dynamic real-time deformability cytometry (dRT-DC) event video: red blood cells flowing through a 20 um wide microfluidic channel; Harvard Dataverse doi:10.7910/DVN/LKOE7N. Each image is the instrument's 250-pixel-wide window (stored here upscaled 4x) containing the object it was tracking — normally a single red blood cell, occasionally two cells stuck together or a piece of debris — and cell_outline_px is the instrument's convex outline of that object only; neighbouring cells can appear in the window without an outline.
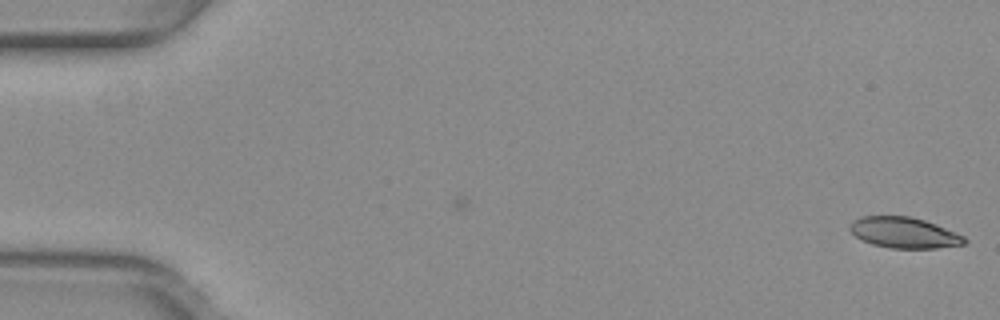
{"species": "common noctule bat (a hibernating species)", "species_latin": "Nyctalus noctula", "temperature_condition": "warm", "stored_images_in_passage": 46, "camera_frame_rate_fps": 3000, "um_per_image_px": 0.085, "animal": {"sex": "female", "body_mass_g": 29.2, "forearm_length_mm": 56.3}, "frame": {"image": 1, "passage_image": 1, "time_ms": 0.0, "image_size_px": [1000, 320], "cell_outline_px": [[968, 240], [964, 244], [936, 248], [892, 248], [872, 244], [856, 236], [848, 228], [848, 224], [852, 220], [860, 216], [912, 216], [936, 224], [956, 232], [964, 236]], "centroid_in_image_um": [76.84, 19.76], "position_along_channel_um": 8.2, "area_um2": 20.63}}
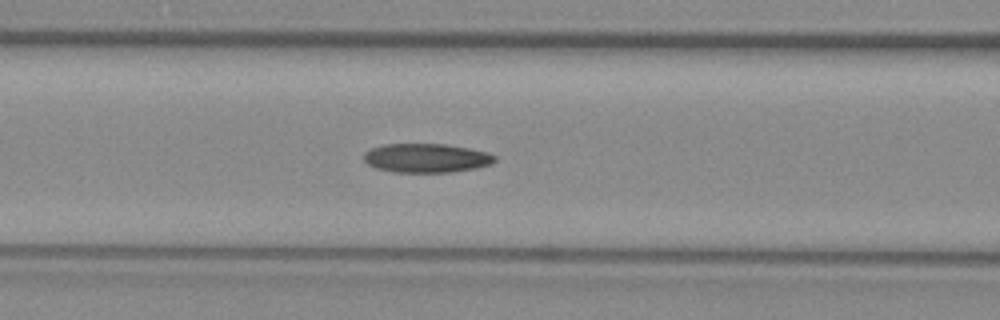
{"frame": {"image": 2, "passage_image": 22, "time_ms": 7.0, "image_size_px": [1000, 320], "cell_outline_px": [[496, 160], [492, 164], [476, 168], [452, 172], [396, 172], [376, 168], [368, 164], [364, 160], [364, 152], [372, 148], [384, 144], [448, 144], [488, 152], [496, 156]], "centroid_in_image_um": [36.27, 13.43], "position_along_channel_um": 130.3, "area_um2": 22.2}}
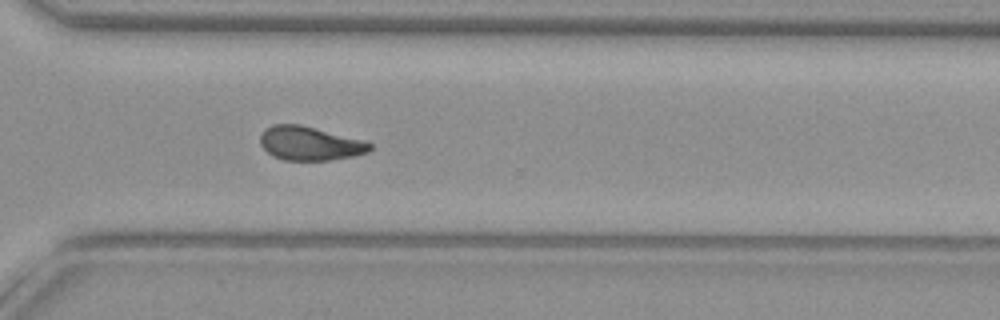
{"frame": {"image": 3, "passage_image": 38, "time_ms": 12.333, "image_size_px": [1000, 320], "cell_outline_px": [[372, 148], [368, 152], [352, 156], [332, 160], [284, 160], [272, 156], [260, 144], [260, 136], [272, 124], [300, 124], [364, 140], [372, 144]], "centroid_in_image_um": [26.35, 12.19], "position_along_channel_um": 344.3, "area_um2": 21.56}, "authors_computed_cell_mechanics": {"area_um2": 22.1374, "velocity_mm_per_s": 4.0256, "shape_relaxation_time_tau1_ms": null, "shape_relaxation_time_tau2_ms": 4.5437, "deformation_change_tau1": null, "deformation_change_tau2": 0.1108}}